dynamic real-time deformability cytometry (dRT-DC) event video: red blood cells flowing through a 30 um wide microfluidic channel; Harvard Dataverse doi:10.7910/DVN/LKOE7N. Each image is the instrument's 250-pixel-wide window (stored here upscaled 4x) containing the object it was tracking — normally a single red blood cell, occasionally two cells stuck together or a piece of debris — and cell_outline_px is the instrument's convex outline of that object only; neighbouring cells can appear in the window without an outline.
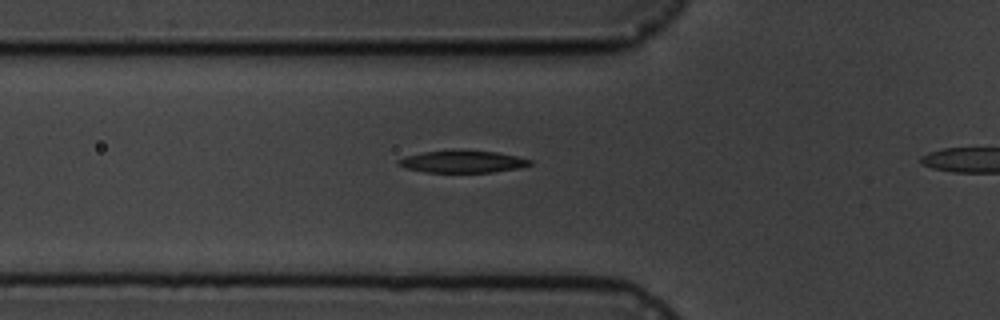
{"species": "common noctule bat (a hibernating species)", "species_latin": "Nyctalus noctula", "temperature_condition": "cold", "stored_images_in_passage": 4, "camera_frame_rate_fps": 3000, "um_per_image_px": 0.085, "animal": {"sex": "male", "body_mass_g": 19.5, "forearm_length_mm": 54.6}, "frame": {"image": 1, "passage_image": 4, "time_ms": 3.667, "image_size_px": [1000, 320], "cell_outline_px": [[532, 164], [520, 168], [492, 172], [424, 172], [408, 168], [396, 164], [396, 160], [408, 156], [424, 152], [460, 148], [496, 152], [516, 156], [532, 160]], "centroid_in_image_um": [39.33, 13.71], "position_along_channel_um": 86.5, "area_um2": 17.28}}